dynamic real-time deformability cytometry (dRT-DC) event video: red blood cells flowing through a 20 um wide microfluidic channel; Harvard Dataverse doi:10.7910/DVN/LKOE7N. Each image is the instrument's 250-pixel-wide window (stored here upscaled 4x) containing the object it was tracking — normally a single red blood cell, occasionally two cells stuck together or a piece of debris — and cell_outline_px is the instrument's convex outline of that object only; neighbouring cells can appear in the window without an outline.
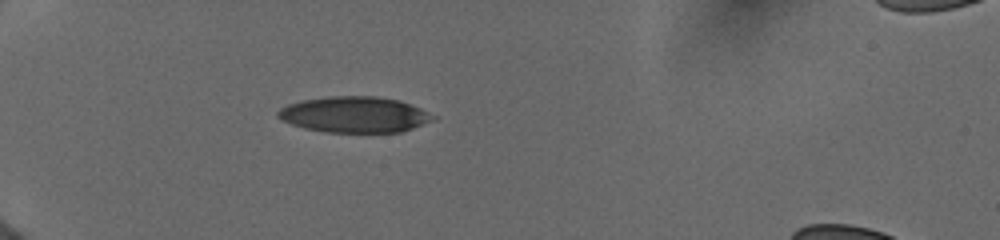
{"species": "human", "species_latin": "Homo sapiens", "temperature_condition": "cold", "stored_images_in_passage": 6, "camera_frame_rate_fps": 3000, "um_per_image_px": 0.085, "donor": {"sex": "female"}, "frame": {"image": 1, "passage_image": 1, "time_ms": 0.0, "image_size_px": [1000, 240], "cell_outline_px": [[436, 120], [400, 132], [328, 132], [304, 128], [280, 120], [276, 116], [276, 112], [280, 108], [288, 104], [304, 100], [328, 96], [376, 96], [400, 100], [420, 108], [436, 116]], "centroid_in_image_um": [30.13, 9.73], "position_along_channel_um": 54.9, "area_um2": 32.54}}
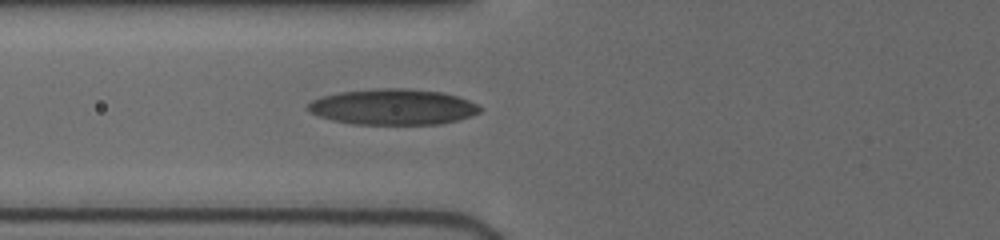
{"frame": {"image": 2, "passage_image": 4, "time_ms": 1.667, "image_size_px": [1000, 240], "cell_outline_px": [[484, 108], [480, 112], [456, 120], [440, 124], [352, 124], [332, 120], [320, 116], [312, 112], [308, 108], [308, 104], [312, 100], [324, 96], [340, 92], [372, 88], [408, 88], [440, 92], [456, 96], [468, 100]], "centroid_in_image_um": [33.41, 9.08], "position_along_channel_um": 92.4, "area_um2": 35.66}}
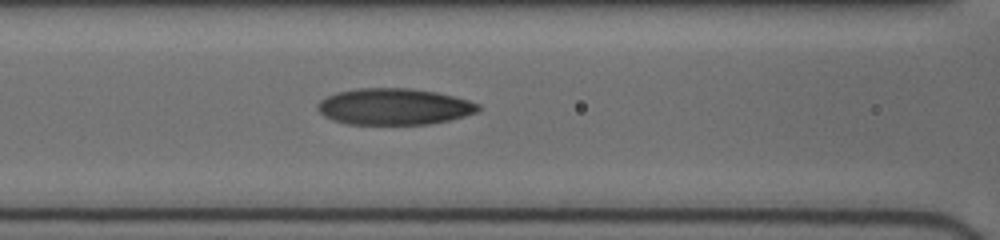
{"frame": {"image": 3, "passage_image": 6, "time_ms": 2.667, "image_size_px": [1000, 240], "cell_outline_px": [[480, 108], [476, 112], [464, 116], [448, 120], [428, 124], [348, 124], [332, 120], [324, 116], [316, 108], [316, 104], [320, 100], [336, 92], [356, 88], [412, 88], [436, 92], [468, 100], [480, 104]], "centroid_in_image_um": [33.46, 9.06], "position_along_channel_um": 133.1, "area_um2": 34.1}}